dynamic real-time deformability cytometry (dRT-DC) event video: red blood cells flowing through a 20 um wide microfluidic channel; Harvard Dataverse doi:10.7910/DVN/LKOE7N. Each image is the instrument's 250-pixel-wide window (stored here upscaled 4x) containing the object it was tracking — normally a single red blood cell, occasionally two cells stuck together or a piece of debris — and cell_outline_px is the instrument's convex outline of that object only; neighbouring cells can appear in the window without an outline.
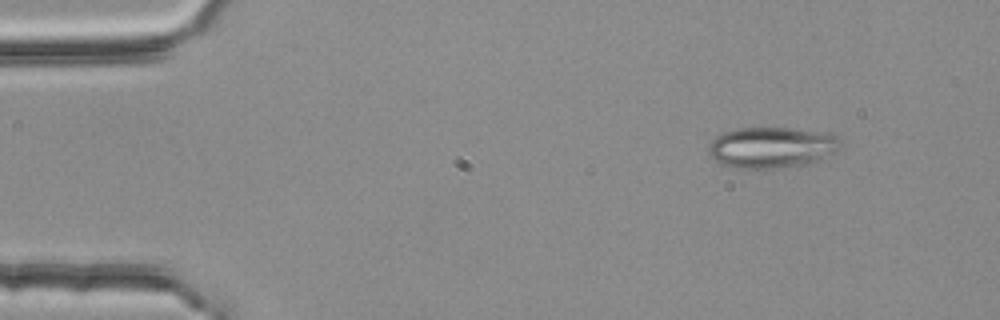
{"species": "common noctule bat (a hibernating species)", "species_latin": "Nyctalus noctula", "temperature_condition": "room temperature", "stored_images_in_passage": 4, "camera_frame_rate_fps": 3000, "um_per_image_px": 0.085, "animal": {"sex": "female", "body_mass_g": 25.1}, "frame": {"image": 1, "passage_image": 1, "time_ms": 0.0, "image_size_px": [1000, 320], "cell_outline_px": [[840, 148], [836, 152], [820, 160], [776, 168], [732, 168], [720, 164], [708, 152], [708, 148], [712, 140], [716, 136], [724, 132], [740, 128], [792, 128], [832, 132], [836, 136]], "centroid_in_image_um": [65.59, 12.52], "position_along_channel_um": 19.4, "area_um2": 31.44}}